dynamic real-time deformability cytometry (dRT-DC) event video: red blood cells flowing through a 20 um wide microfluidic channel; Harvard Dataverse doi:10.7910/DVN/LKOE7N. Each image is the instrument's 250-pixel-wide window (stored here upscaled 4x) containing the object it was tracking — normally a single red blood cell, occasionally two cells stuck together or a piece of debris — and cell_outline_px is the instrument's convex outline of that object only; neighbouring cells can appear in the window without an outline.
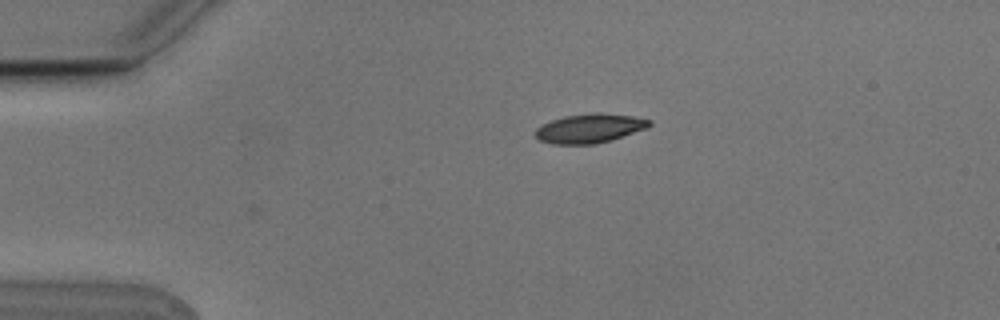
{"species": "Egyptian fruit bat (a non-hibernating species)", "species_latin": "Rousettus aegyptiacus", "temperature_condition": "cold", "stored_images_in_passage": 3, "camera_frame_rate_fps": 3000, "um_per_image_px": 0.085, "animal": {"sex": "male"}, "frame": {"image": 1, "passage_image": 3, "time_ms": 0.667, "image_size_px": [1000, 320], "cell_outline_px": [[652, 124], [648, 128], [612, 140], [596, 144], [552, 144], [540, 140], [532, 132], [540, 124], [564, 116], [596, 112], [600, 112], [632, 116], [652, 120]], "centroid_in_image_um": [50.12, 10.91], "position_along_channel_um": 34.9, "area_um2": 19.65}}